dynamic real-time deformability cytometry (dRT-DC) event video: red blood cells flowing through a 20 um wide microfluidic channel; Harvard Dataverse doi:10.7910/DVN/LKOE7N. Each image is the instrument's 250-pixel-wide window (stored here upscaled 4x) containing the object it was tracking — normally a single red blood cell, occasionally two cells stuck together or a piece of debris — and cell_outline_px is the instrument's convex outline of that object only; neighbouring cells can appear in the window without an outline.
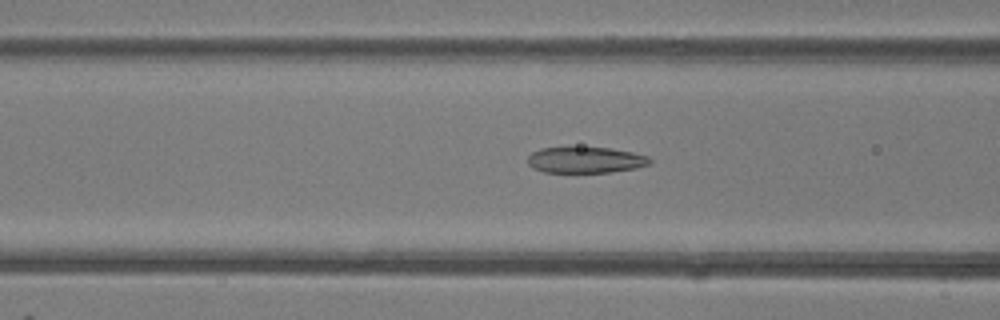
{"species": "common noctule bat (a hibernating species)", "species_latin": "Nyctalus noctula", "temperature_condition": "room temperature", "stored_images_in_passage": 48, "camera_frame_rate_fps": 3000, "um_per_image_px": 0.085, "animal": {"sex": "female"}, "frame": {"image": 1, "passage_image": 19, "time_ms": 6.0, "image_size_px": [1000, 320], "cell_outline_px": [[652, 160], [648, 164], [636, 168], [612, 172], [544, 172], [532, 168], [528, 164], [528, 156], [532, 152], [540, 148], [568, 144], [612, 148], [632, 152], [648, 156]], "centroid_in_image_um": [49.71, 13.54], "position_along_channel_um": 116.9, "area_um2": 19.48}}
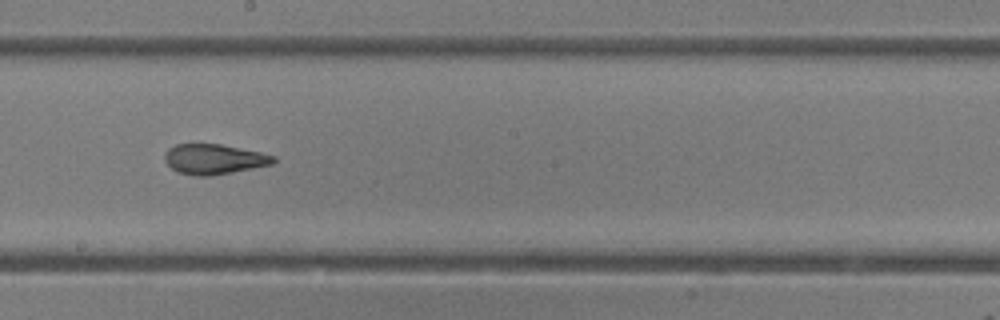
{"frame": {"image": 2, "passage_image": 27, "time_ms": 8.667, "image_size_px": [1000, 320], "cell_outline_px": [[276, 160], [272, 164], [232, 172], [208, 176], [196, 176], [176, 172], [164, 160], [164, 152], [168, 148], [176, 144], [220, 144], [260, 152], [276, 156]], "centroid_in_image_um": [18.16, 13.52], "position_along_channel_um": 230.0, "area_um2": 19.07}}
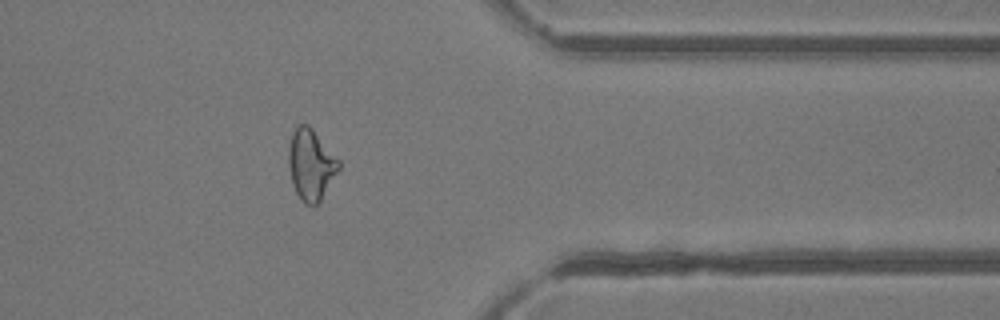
{"frame": {"image": 3, "passage_image": 39, "time_ms": 12.667, "image_size_px": [1000, 320], "cell_outline_px": [[340, 168], [320, 200], [316, 204], [304, 204], [300, 200], [292, 184], [288, 164], [288, 148], [292, 132], [296, 124], [308, 124], [312, 128], [340, 160]], "centroid_in_image_um": [26.41, 13.96], "position_along_channel_um": 385.0, "area_um2": 20.81}, "authors_computed_cell_mechanics": {"area_um2": 20.8369, "velocity_mm_per_s": 4.2359, "shape_relaxation_time_tau1_ms": null, "shape_relaxation_time_tau2_ms": 1.6429, "deformation_change_tau1": null, "deformation_change_tau2": 0.0927}}